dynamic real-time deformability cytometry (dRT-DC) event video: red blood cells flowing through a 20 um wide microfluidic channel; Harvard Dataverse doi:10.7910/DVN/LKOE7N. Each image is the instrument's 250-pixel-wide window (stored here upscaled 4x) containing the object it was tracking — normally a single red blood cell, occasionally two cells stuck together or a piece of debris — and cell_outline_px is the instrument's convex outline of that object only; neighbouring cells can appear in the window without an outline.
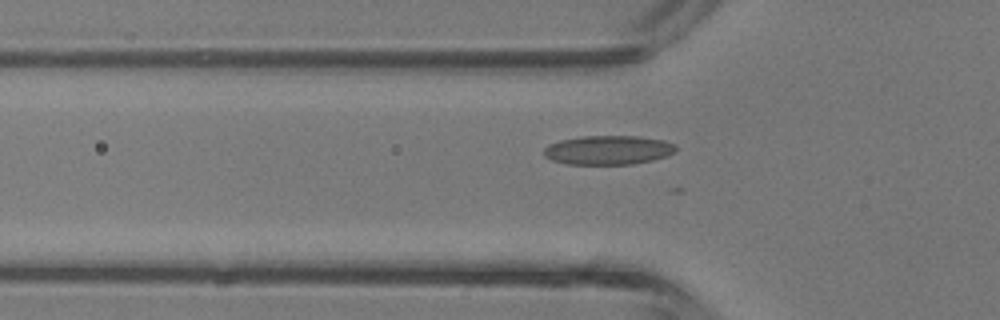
{"species": "common noctule bat (a hibernating species)", "species_latin": "Nyctalus noctula", "temperature_condition": "room temperature", "stored_images_in_passage": 30, "camera_frame_rate_fps": 3000, "um_per_image_px": 0.085, "animal": {"sex": "male", "body_mass_g": 13.3}, "frame": {"image": 1, "passage_image": 3, "time_ms": 0.667, "image_size_px": [1000, 320], "cell_outline_px": [[676, 152], [668, 156], [652, 160], [632, 164], [568, 164], [552, 160], [544, 156], [544, 148], [548, 144], [560, 140], [584, 136], [636, 136], [664, 140], [676, 144]], "centroid_in_image_um": [51.72, 12.75], "position_along_channel_um": 74.1, "area_um2": 22.48}}
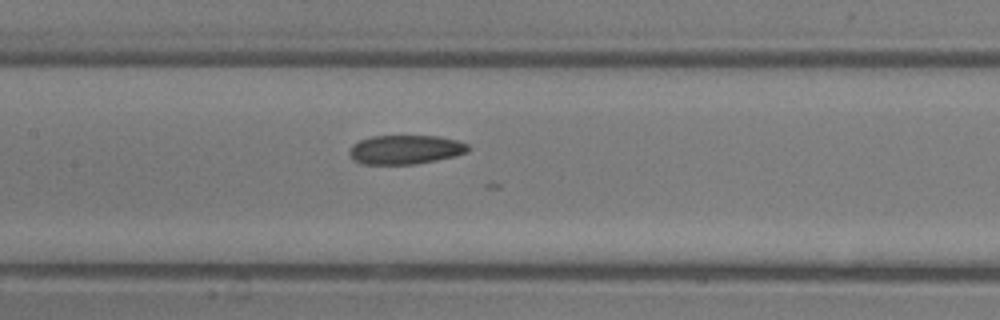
{"frame": {"image": 2, "passage_image": 9, "time_ms": 2.667, "image_size_px": [1000, 320], "cell_outline_px": [[472, 148], [468, 152], [456, 156], [416, 164], [360, 164], [352, 160], [348, 156], [348, 152], [352, 144], [360, 140], [372, 136], [440, 136], [456, 140], [468, 144]], "centroid_in_image_um": [34.45, 12.72], "position_along_channel_um": 173.0, "area_um2": 20.46}}
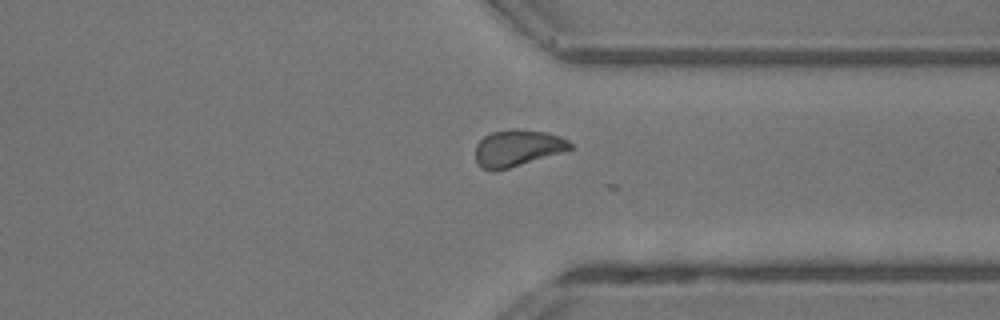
{"frame": {"image": 3, "passage_image": 21, "time_ms": 6.667, "image_size_px": [1000, 320], "cell_outline_px": [[572, 148], [564, 152], [508, 168], [480, 168], [476, 164], [476, 144], [484, 136], [492, 132], [508, 128], [512, 128], [544, 132], [560, 136], [568, 140], [572, 144]], "centroid_in_image_um": [43.99, 12.55], "position_along_channel_um": 367.4, "area_um2": 20.0}}